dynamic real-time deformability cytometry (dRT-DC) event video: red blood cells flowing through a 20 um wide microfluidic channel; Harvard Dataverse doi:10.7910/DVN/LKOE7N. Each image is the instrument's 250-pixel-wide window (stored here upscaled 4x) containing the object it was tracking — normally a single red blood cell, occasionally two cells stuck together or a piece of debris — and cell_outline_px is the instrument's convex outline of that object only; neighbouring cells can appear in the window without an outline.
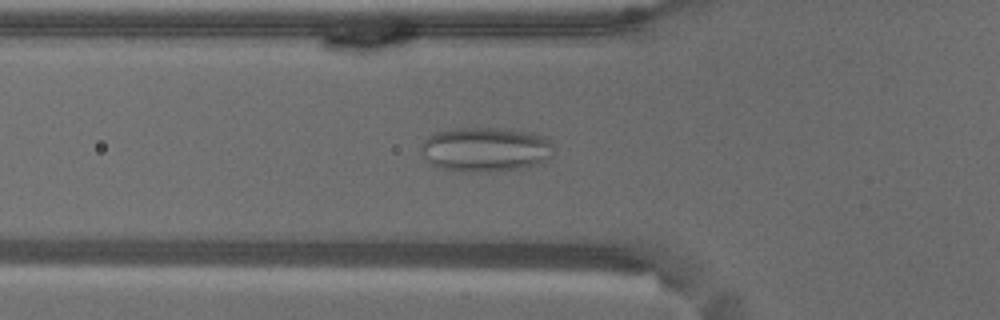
{"species": "common noctule bat (a hibernating species)", "species_latin": "Nyctalus noctula", "temperature_condition": "warm", "stored_images_in_passage": 51, "camera_frame_rate_fps": 3000, "um_per_image_px": 0.085, "animal": {"sex": "male", "body_mass_g": 18.8}, "frame": {"image": 1, "passage_image": 13, "time_ms": 4.0, "image_size_px": [1000, 320], "cell_outline_px": [[552, 156], [548, 160], [528, 168], [476, 172], [464, 172], [444, 168], [432, 164], [424, 156], [420, 148], [420, 144], [428, 136], [436, 132], [464, 128], [508, 128], [532, 132], [548, 136], [552, 140]], "centroid_in_image_um": [41.35, 12.69], "position_along_channel_um": 84.5, "area_um2": 34.8}}
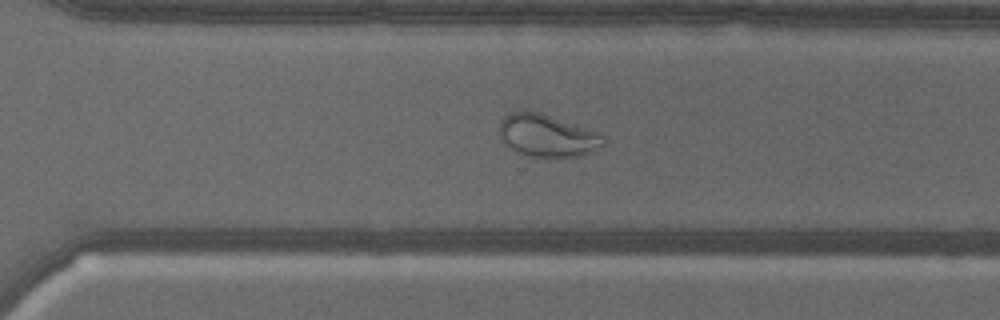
{"frame": {"image": 2, "passage_image": 34, "time_ms": 11.0, "image_size_px": [1000, 320], "cell_outline_px": [[604, 144], [580, 156], [548, 160], [532, 156], [520, 152], [512, 148], [504, 140], [500, 132], [500, 120], [504, 116], [512, 112], [540, 112], [600, 132], [604, 140]], "centroid_in_image_um": [46.56, 11.55], "position_along_channel_um": 324.0, "area_um2": 25.61}}
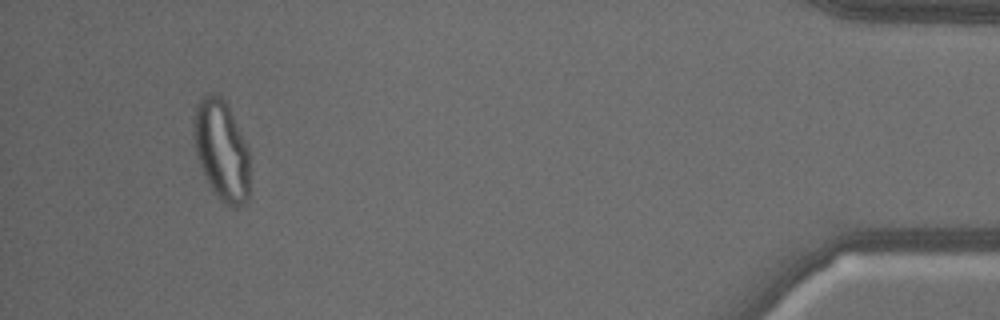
{"frame": {"image": 3, "passage_image": 48, "time_ms": 15.667, "image_size_px": [1000, 320], "cell_outline_px": [[248, 196], [244, 204], [236, 208], [232, 208], [224, 204], [216, 196], [204, 176], [196, 156], [192, 128], [196, 104], [208, 92], [216, 92], [228, 104], [248, 148]], "centroid_in_image_um": [18.8, 12.76], "position_along_channel_um": 416.4, "area_um2": 33.12}}